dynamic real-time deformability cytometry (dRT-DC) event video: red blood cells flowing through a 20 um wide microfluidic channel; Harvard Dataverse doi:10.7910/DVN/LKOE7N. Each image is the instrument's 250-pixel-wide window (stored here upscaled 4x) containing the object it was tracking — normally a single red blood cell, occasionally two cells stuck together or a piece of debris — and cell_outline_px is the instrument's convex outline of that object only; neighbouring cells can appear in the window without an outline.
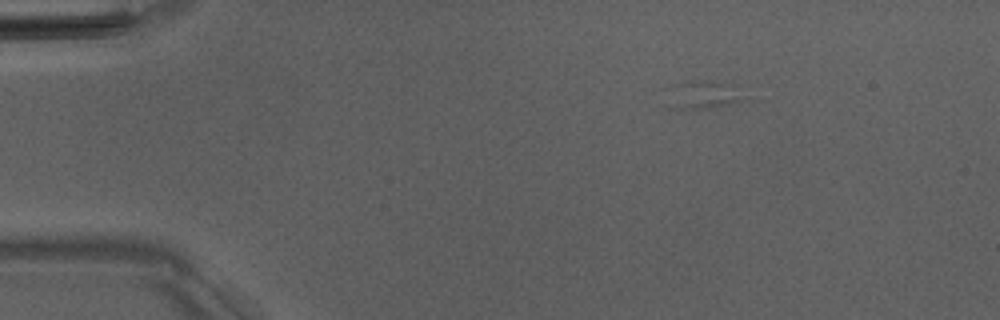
{"species": "Egyptian fruit bat (a non-hibernating species)", "species_latin": "Rousettus aegyptiacus", "temperature_condition": "room temperature", "stored_images_in_passage": 4, "camera_frame_rate_fps": 3000, "um_per_image_px": 0.085, "animal": {"sex": "male"}, "frame": {"image": 1, "passage_image": 1, "time_ms": 0.0, "image_size_px": [1000, 320], "cell_outline_px": [[740, 100], [728, 104], [680, 112], [676, 108], [672, 84], [704, 80], [712, 80], [720, 84]], "centroid_in_image_um": [59.59, 8.1], "position_along_channel_um": 25.4, "area_um2": 10.64}}